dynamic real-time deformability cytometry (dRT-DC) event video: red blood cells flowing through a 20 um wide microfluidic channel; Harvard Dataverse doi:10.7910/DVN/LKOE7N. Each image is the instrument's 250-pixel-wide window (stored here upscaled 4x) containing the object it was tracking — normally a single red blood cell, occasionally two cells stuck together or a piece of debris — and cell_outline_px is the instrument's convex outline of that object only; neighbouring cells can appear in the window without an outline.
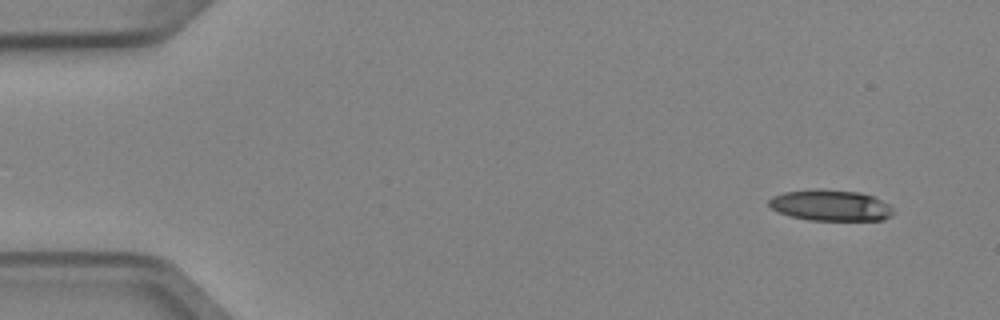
{"species": "Egyptian fruit bat (a non-hibernating species)", "species_latin": "Rousettus aegyptiacus", "temperature_condition": "cold", "stored_images_in_passage": 4, "camera_frame_rate_fps": 3000, "um_per_image_px": 0.085, "animal": {"sex": "female"}, "frame": {"image": 1, "passage_image": 1, "time_ms": 0.0, "image_size_px": [1000, 320], "cell_outline_px": [[892, 216], [884, 220], [808, 220], [792, 216], [780, 212], [772, 208], [768, 204], [768, 200], [772, 196], [784, 192], [816, 188], [820, 188], [860, 192], [872, 196], [888, 204], [892, 208]], "centroid_in_image_um": [70.59, 17.44], "position_along_channel_um": 14.4, "area_um2": 22.54}}
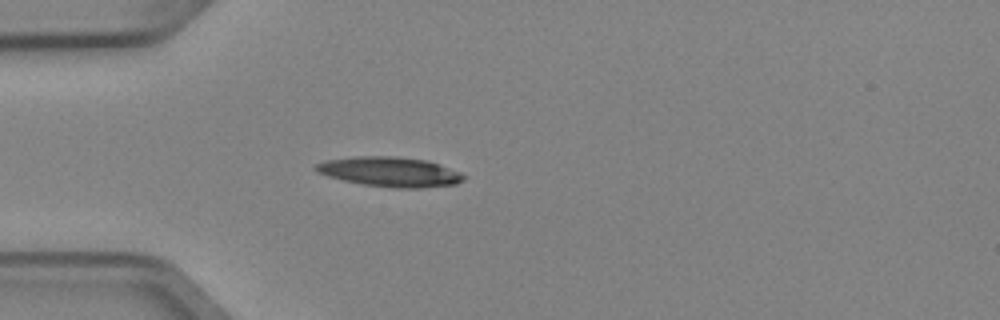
{"frame": {"image": 2, "passage_image": 4, "time_ms": 1.0, "image_size_px": [1000, 320], "cell_outline_px": [[468, 176], [464, 180], [456, 184], [420, 188], [396, 188], [360, 184], [328, 176], [320, 172], [316, 168], [316, 164], [324, 160], [356, 156], [396, 156], [428, 160], [460, 172]], "centroid_in_image_um": [33.2, 14.6], "position_along_channel_um": 51.8, "area_um2": 25.66}}